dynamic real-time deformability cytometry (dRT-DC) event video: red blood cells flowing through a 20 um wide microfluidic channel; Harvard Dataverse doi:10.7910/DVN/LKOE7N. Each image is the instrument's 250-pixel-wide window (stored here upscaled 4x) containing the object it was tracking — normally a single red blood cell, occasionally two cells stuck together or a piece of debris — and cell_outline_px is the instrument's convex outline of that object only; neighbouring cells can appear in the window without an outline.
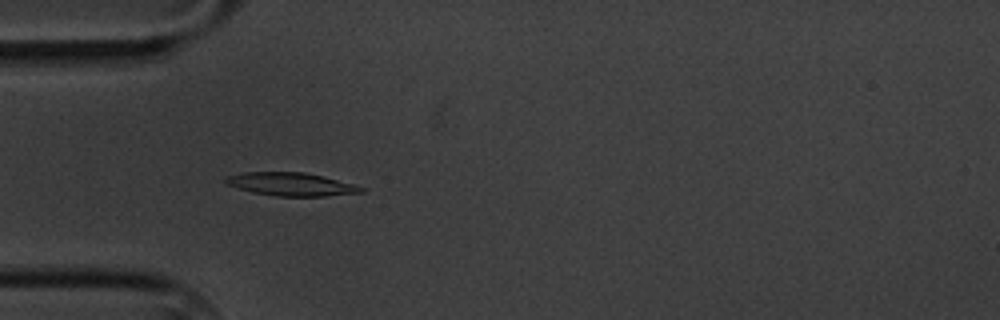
{"species": "common noctule bat (a hibernating species)", "species_latin": "Nyctalus noctula", "temperature_condition": "cold", "stored_images_in_passage": 6, "camera_frame_rate_fps": 3000, "um_per_image_px": 0.085, "animal": {"sex": "male", "body_mass_g": 20.1, "forearm_length_mm": 53.5}, "frame": {"image": 1, "passage_image": 5, "time_ms": 5.333, "image_size_px": [1000, 320], "cell_outline_px": [[364, 192], [324, 196], [276, 196], [252, 192], [224, 184], [224, 176], [244, 172], [304, 172], [324, 176], [352, 184], [364, 188]], "centroid_in_image_um": [24.67, 15.65], "position_along_channel_um": 60.3, "area_um2": 18.32}}
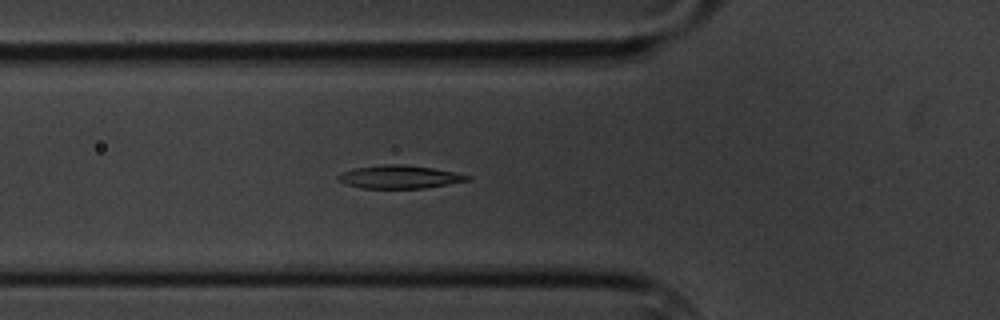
{"frame": {"image": 2, "passage_image": 6, "time_ms": 6.333, "image_size_px": [1000, 320], "cell_outline_px": [[472, 180], [424, 188], [360, 188], [344, 184], [336, 180], [336, 176], [340, 172], [352, 168], [380, 164], [400, 164], [432, 168], [472, 176]], "centroid_in_image_um": [33.87, 15.03], "position_along_channel_um": 91.9, "area_um2": 17.63}}